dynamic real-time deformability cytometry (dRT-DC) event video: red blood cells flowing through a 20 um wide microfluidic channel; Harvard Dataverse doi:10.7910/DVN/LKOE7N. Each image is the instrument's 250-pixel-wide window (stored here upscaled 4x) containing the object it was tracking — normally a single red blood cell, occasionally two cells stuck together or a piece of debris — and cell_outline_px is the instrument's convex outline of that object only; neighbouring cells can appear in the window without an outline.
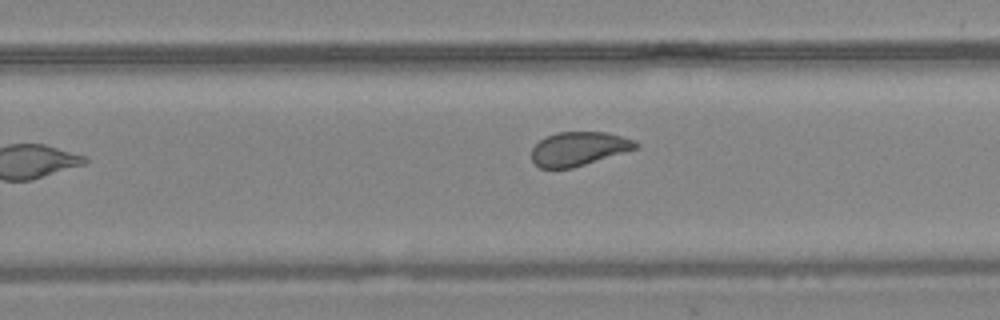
{"species": "common noctule bat (a hibernating species)", "species_latin": "Nyctalus noctula", "temperature_condition": "warm", "stored_images_in_passage": 10, "camera_frame_rate_fps": 3000, "um_per_image_px": 0.085, "animal": {"sex": "female", "body_mass_g": 24.6, "forearm_length_mm": 56.2}, "frame": {"image": 1, "passage_image": 10, "time_ms": 3.0, "image_size_px": [1000, 320], "cell_outline_px": [[640, 148], [572, 168], [540, 168], [532, 160], [532, 148], [540, 140], [556, 132], [608, 132], [632, 140], [640, 144]], "centroid_in_image_um": [49.21, 12.64], "position_along_channel_um": 280.6, "area_um2": 20.52}}